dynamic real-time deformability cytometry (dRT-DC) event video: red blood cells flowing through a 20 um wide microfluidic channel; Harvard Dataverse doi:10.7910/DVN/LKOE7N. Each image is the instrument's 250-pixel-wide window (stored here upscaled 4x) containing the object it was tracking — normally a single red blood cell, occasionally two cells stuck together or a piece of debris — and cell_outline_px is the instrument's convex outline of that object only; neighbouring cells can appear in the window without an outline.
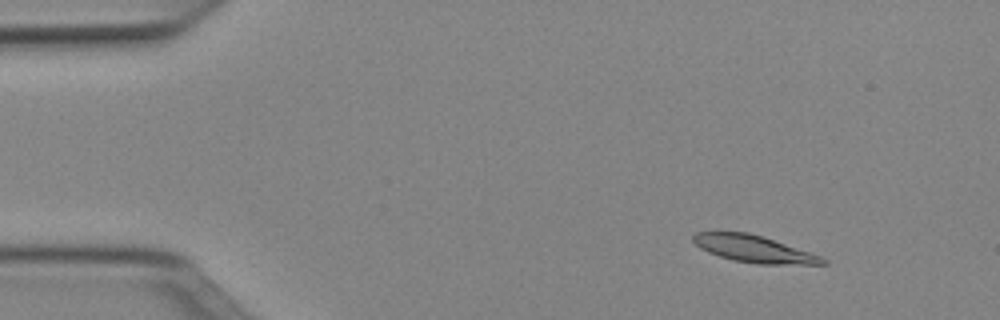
{"species": "Egyptian fruit bat (a non-hibernating species)", "species_latin": "Rousettus aegyptiacus", "temperature_condition": "cold", "stored_images_in_passage": 51, "camera_frame_rate_fps": 3000, "um_per_image_px": 0.085, "animal": {"sex": "female"}, "frame": {"image": 1, "passage_image": 6, "time_ms": 1.667, "image_size_px": [1000, 320], "cell_outline_px": [[828, 264], [756, 264], [732, 260], [708, 252], [700, 248], [692, 240], [692, 236], [696, 232], [748, 232], [764, 236], [820, 256], [828, 260]], "centroid_in_image_um": [64.07, 21.15], "position_along_channel_um": 20.9, "area_um2": 20.29}}
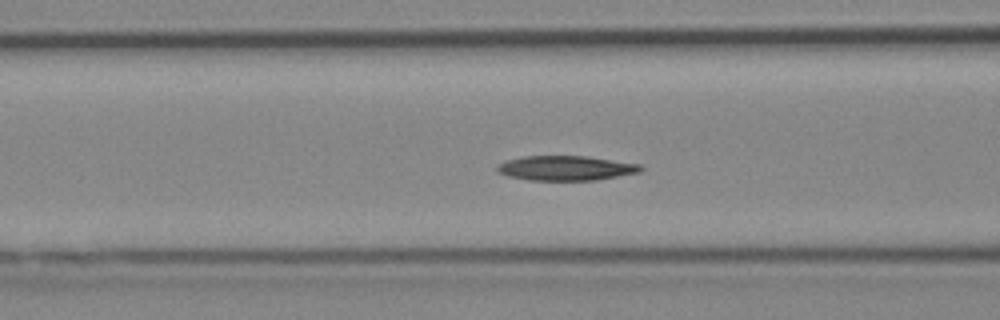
{"frame": {"image": 2, "passage_image": 20, "time_ms": 6.333, "image_size_px": [1000, 320], "cell_outline_px": [[644, 168], [640, 172], [596, 180], [528, 180], [508, 176], [496, 172], [496, 168], [500, 164], [508, 160], [520, 156], [588, 156], [640, 164]], "centroid_in_image_um": [48.1, 14.29], "position_along_channel_um": 118.5, "area_um2": 20.69}}
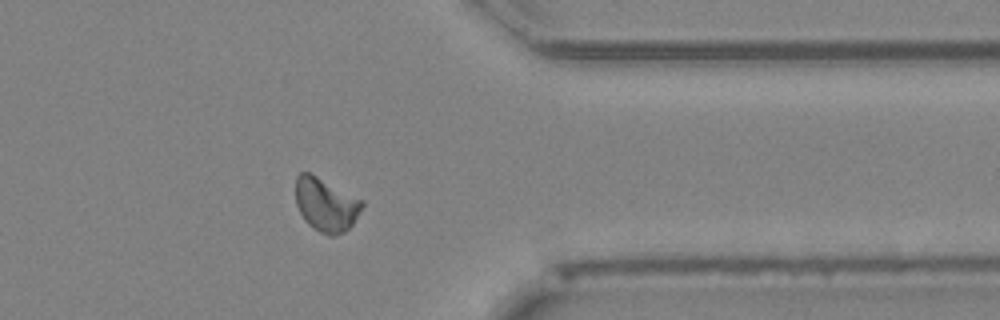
{"frame": {"image": 3, "passage_image": 41, "time_ms": 13.333, "image_size_px": [1000, 320], "cell_outline_px": [[364, 204], [352, 224], [344, 232], [332, 236], [328, 236], [312, 228], [304, 220], [296, 204], [296, 176], [300, 172], [308, 172], [364, 200]], "centroid_in_image_um": [27.69, 17.4], "position_along_channel_um": 383.7, "area_um2": 20.63}, "authors_computed_cell_mechanics": {"area_um2": 20.6924, "velocity_mm_per_s": 3.9453, "shape_relaxation_time_tau1_ms": 7.7903, "shape_relaxation_time_tau2_ms": 9.6261, "deformation_change_tau1": 0.1486, "deformation_change_tau2": 0.1457}}